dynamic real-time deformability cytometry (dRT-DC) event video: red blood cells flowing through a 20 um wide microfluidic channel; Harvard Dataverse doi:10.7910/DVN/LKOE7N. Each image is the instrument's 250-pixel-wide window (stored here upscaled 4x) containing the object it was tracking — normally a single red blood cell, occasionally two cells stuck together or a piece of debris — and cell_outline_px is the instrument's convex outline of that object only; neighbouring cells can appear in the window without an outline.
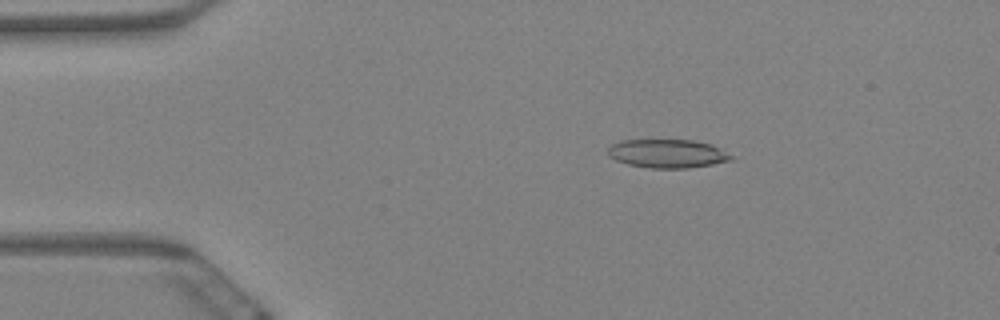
{"species": "Egyptian fruit bat (a non-hibernating species)", "species_latin": "Rousettus aegyptiacus", "temperature_condition": "warm", "stored_images_in_passage": 4, "camera_frame_rate_fps": 3000, "um_per_image_px": 0.085, "animal": {"sex": "female"}, "frame": {"image": 1, "passage_image": 2, "time_ms": 0.333, "image_size_px": [1000, 320], "cell_outline_px": [[736, 156], [732, 160], [712, 164], [688, 168], [648, 168], [628, 164], [616, 160], [608, 156], [608, 148], [612, 144], [620, 140], [692, 140], [712, 144]], "centroid_in_image_um": [56.76, 13.05], "position_along_channel_um": 28.2, "area_um2": 20.69}}